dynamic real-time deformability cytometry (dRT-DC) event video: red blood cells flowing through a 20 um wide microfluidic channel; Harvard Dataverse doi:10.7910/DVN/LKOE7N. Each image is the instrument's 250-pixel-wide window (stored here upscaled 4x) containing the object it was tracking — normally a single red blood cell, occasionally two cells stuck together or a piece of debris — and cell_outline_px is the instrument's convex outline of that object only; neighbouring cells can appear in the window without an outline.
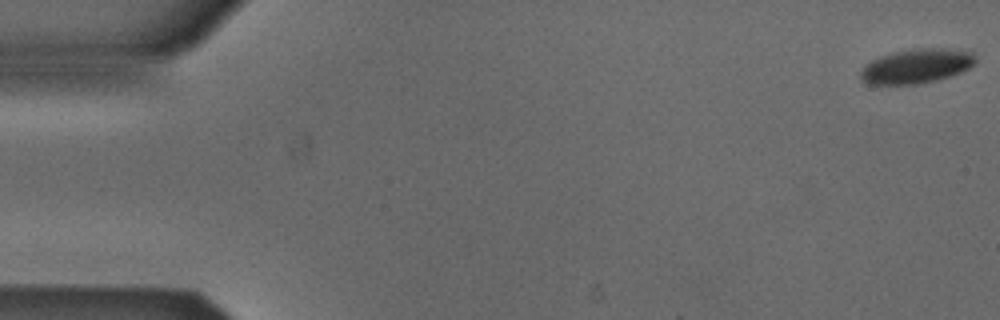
{"species": "Egyptian fruit bat (a non-hibernating species)", "species_latin": "Rousettus aegyptiacus", "temperature_condition": "cold", "stored_images_in_passage": 53, "camera_frame_rate_fps": 3000, "um_per_image_px": 0.085, "animal": {"sex": "male"}, "frame": {"image": 1, "passage_image": 1, "time_ms": 0.0, "image_size_px": [1000, 320], "cell_outline_px": [[976, 60], [968, 68], [960, 72], [936, 80], [916, 84], [868, 84], [860, 76], [860, 72], [872, 60], [880, 56], [892, 52], [916, 48], [948, 48], [972, 52], [976, 56]], "centroid_in_image_um": [77.91, 5.6], "position_along_channel_um": 7.1, "area_um2": 22.77}}
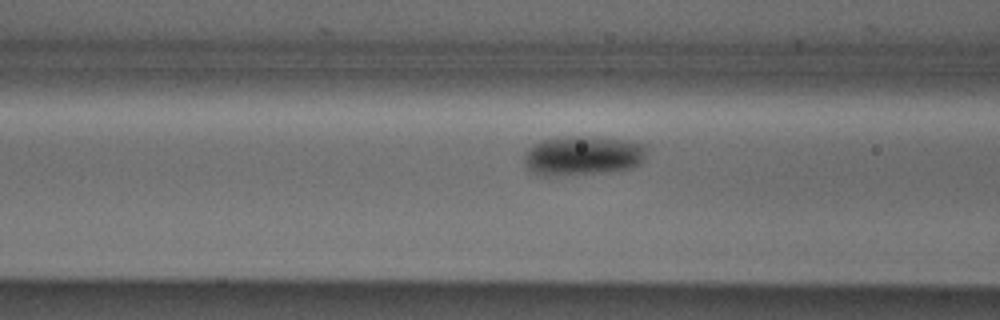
{"frame": {"image": 2, "passage_image": 21, "time_ms": 6.667, "image_size_px": [1000, 320], "cell_outline_px": [[644, 160], [640, 164], [632, 168], [604, 172], [552, 176], [540, 176], [532, 172], [524, 164], [524, 152], [528, 148], [540, 140], [564, 136], [596, 136], [628, 140], [644, 144]], "centroid_in_image_um": [49.5, 13.22], "position_along_channel_um": 117.1, "area_um2": 28.55}}
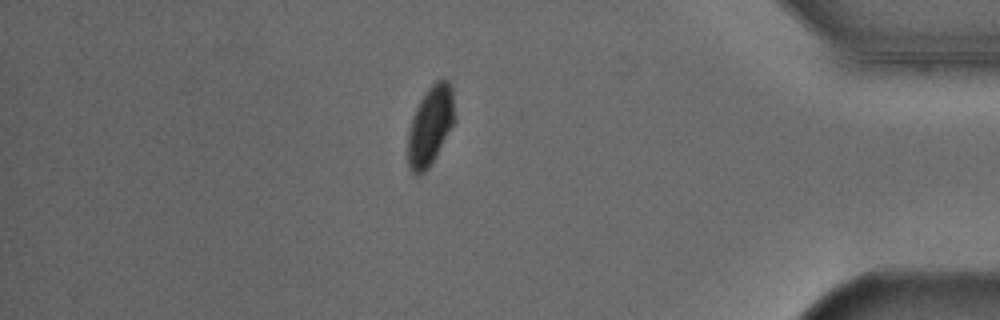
{"frame": {"image": 3, "passage_image": 46, "time_ms": 15.0, "image_size_px": [1000, 320], "cell_outline_px": [[456, 116], [452, 124], [428, 168], [420, 176], [416, 176], [408, 168], [408, 132], [416, 108], [424, 92], [436, 80], [444, 76], [448, 80], [452, 88]], "centroid_in_image_um": [36.57, 10.63], "position_along_channel_um": 398.6, "area_um2": 21.44}, "authors_computed_cell_mechanics": {"area_um2": 25.0274, "velocity_mm_per_s": 3.8421, "shape_relaxation_time_tau1_ms": 6.765, "shape_relaxation_time_tau2_ms": null, "deformation_change_tau1": 0.0978, "deformation_change_tau2": null}}